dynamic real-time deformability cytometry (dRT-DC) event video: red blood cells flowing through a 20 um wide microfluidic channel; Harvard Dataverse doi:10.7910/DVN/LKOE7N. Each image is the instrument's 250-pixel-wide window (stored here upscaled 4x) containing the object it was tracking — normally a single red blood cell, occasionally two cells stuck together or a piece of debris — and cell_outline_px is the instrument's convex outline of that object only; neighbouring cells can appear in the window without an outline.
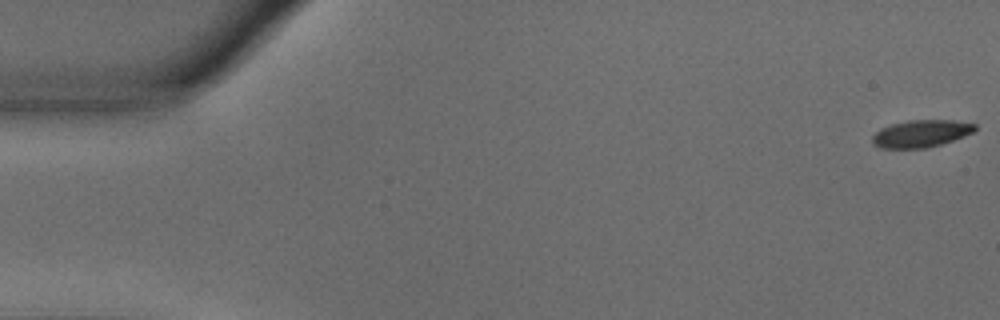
{"species": "common noctule bat (a hibernating species)", "species_latin": "Nyctalus noctula", "temperature_condition": "warm", "stored_images_in_passage": 55, "camera_frame_rate_fps": 3000, "um_per_image_px": 0.085, "animal": {"sex": "male", "body_mass_g": 18.8}, "frame": {"image": 1, "passage_image": 1, "time_ms": 0.0, "image_size_px": [1000, 320], "cell_outline_px": [[976, 128], [972, 132], [964, 136], [940, 144], [924, 148], [880, 148], [872, 144], [872, 136], [880, 128], [892, 124], [908, 120], [952, 120], [976, 124]], "centroid_in_image_um": [78.25, 11.35], "position_along_channel_um": 6.8, "area_um2": 16.18}}
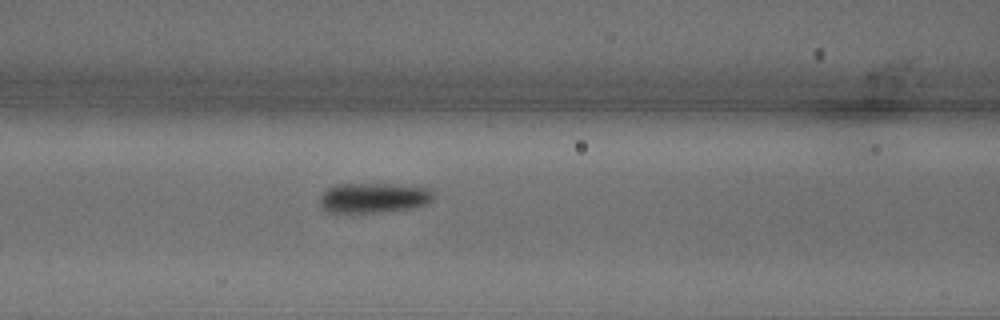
{"frame": {"image": 2, "passage_image": 23, "time_ms": 7.333, "image_size_px": [1000, 320], "cell_outline_px": [[432, 200], [424, 204], [408, 208], [380, 212], [328, 212], [320, 204], [320, 196], [328, 188], [336, 184], [388, 184], [428, 188], [432, 192]], "centroid_in_image_um": [31.71, 16.81], "position_along_channel_um": 134.9, "area_um2": 19.42}}
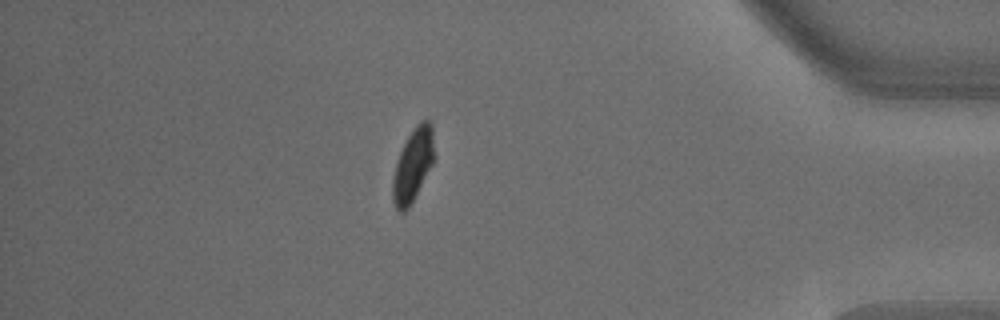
{"frame": {"image": 3, "passage_image": 48, "time_ms": 15.667, "image_size_px": [1000, 320], "cell_outline_px": [[432, 164], [408, 208], [404, 212], [400, 212], [396, 208], [392, 200], [392, 180], [396, 160], [412, 128], [420, 120], [428, 120], [432, 124]], "centroid_in_image_um": [35.05, 14.02], "position_along_channel_um": 400.2, "area_um2": 17.22}, "authors_computed_cell_mechanics": {"area_um2": 18.5538, "velocity_mm_per_s": 3.658, "shape_relaxation_time_tau1_ms": 2.8342, "shape_relaxation_time_tau2_ms": null, "deformation_change_tau1": 0.1461, "deformation_change_tau2": null}}